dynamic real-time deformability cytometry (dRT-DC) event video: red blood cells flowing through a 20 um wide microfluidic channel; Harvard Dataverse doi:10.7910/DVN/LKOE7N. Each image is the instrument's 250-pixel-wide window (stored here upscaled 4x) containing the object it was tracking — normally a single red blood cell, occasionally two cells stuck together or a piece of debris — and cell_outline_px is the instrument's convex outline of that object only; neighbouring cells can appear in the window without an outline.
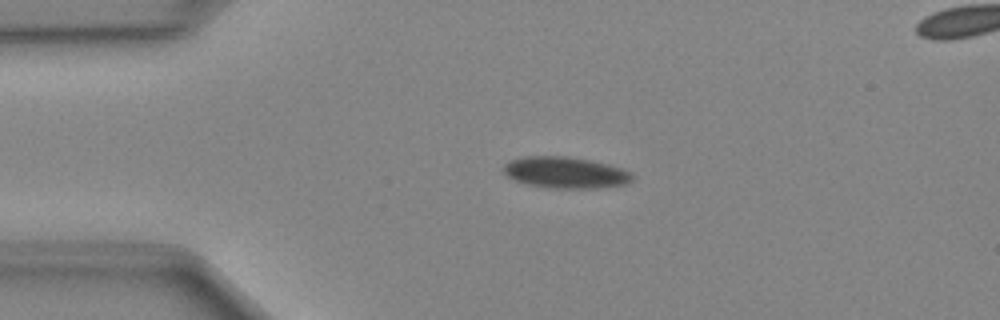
{"species": "Egyptian fruit bat (a non-hibernating species)", "species_latin": "Rousettus aegyptiacus", "temperature_condition": "cold", "stored_images_in_passage": 40, "segment_of_instrument_passage": [1, 2], "camera_frame_rate_fps": 3000, "um_per_image_px": 0.085, "animal": {"sex": "female"}, "frame": {"image": 1, "passage_image": 1, "time_ms": 0.0, "image_size_px": [1000, 320], "cell_outline_px": [[632, 180], [628, 184], [596, 188], [544, 188], [524, 184], [508, 176], [504, 172], [504, 164], [508, 160], [524, 156], [568, 156], [608, 164], [632, 172]], "centroid_in_image_um": [48.04, 14.67], "position_along_channel_um": 37.0, "area_um2": 23.7}}
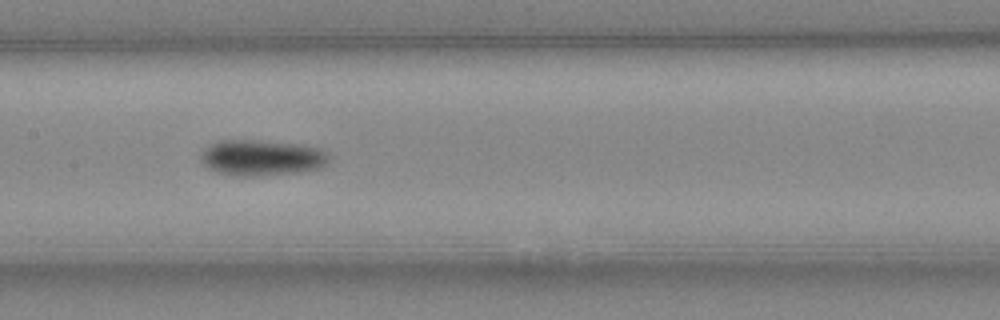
{"frame": {"image": 2, "passage_image": 14, "time_ms": 4.333, "image_size_px": [1000, 320], "cell_outline_px": [[332, 156], [328, 164], [320, 168], [300, 172], [260, 176], [236, 176], [216, 172], [208, 168], [200, 160], [200, 156], [204, 148], [220, 140], [252, 140], [300, 144], [320, 148], [328, 152]], "centroid_in_image_um": [22.29, 13.41], "position_along_channel_um": 185.1, "area_um2": 27.17}}
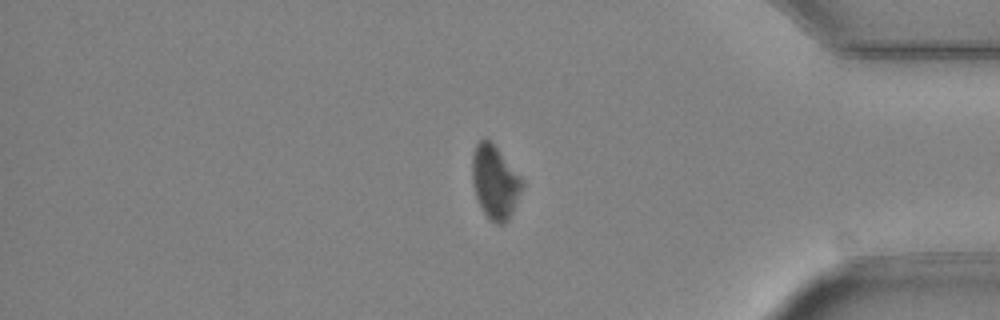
{"frame": {"image": 3, "passage_image": 31, "time_ms": 10.0, "image_size_px": [1000, 320], "cell_outline_px": [[524, 184], [512, 212], [508, 220], [504, 224], [496, 224], [480, 208], [472, 184], [472, 156], [476, 144], [484, 136], [496, 148], [524, 180]], "centroid_in_image_um": [42.06, 15.48], "position_along_channel_um": 393.1, "area_um2": 21.15}}